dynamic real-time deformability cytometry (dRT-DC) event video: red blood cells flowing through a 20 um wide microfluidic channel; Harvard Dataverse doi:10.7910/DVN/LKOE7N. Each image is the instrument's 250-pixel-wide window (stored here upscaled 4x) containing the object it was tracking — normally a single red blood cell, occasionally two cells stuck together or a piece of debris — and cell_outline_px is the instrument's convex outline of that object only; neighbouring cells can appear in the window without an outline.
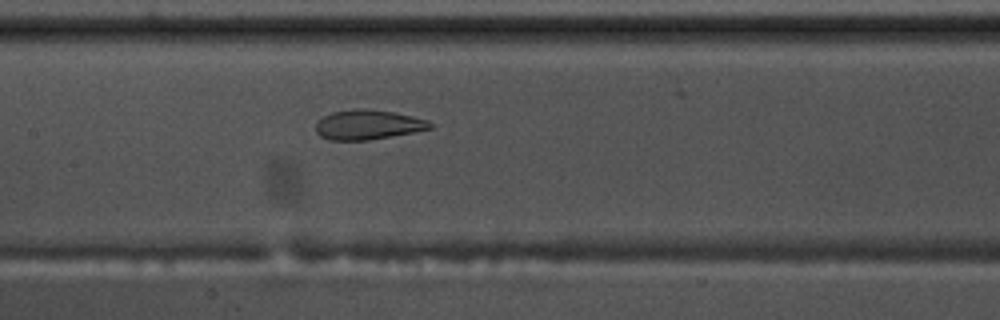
{"species": "common noctule bat (a hibernating species)", "species_latin": "Nyctalus noctula", "temperature_condition": "warm", "stored_images_in_passage": 48, "camera_frame_rate_fps": 3000, "um_per_image_px": 0.085, "animal": {"sex": "male", "body_mass_g": 17.5, "forearm_length_mm": 52.3}, "frame": {"image": 1, "passage_image": 22, "time_ms": 7.0, "image_size_px": [1000, 320], "cell_outline_px": [[432, 128], [412, 132], [368, 140], [328, 140], [320, 136], [316, 132], [316, 124], [324, 116], [332, 112], [356, 108], [364, 108], [392, 112], [412, 116], [428, 120], [432, 124]], "centroid_in_image_um": [31.25, 10.6], "position_along_channel_um": 176.1, "area_um2": 19.59}}
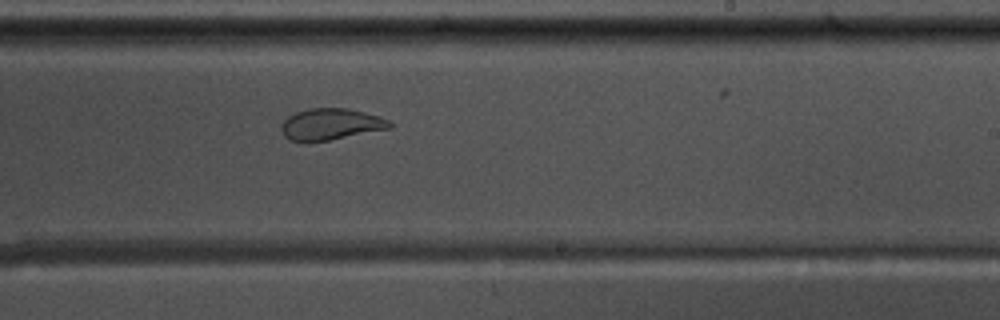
{"frame": {"image": 2, "passage_image": 29, "time_ms": 9.333, "image_size_px": [1000, 320], "cell_outline_px": [[396, 124], [392, 128], [328, 140], [292, 140], [284, 136], [280, 128], [284, 120], [288, 116], [296, 112], [308, 108], [348, 108], [380, 116]], "centroid_in_image_um": [28.17, 10.53], "position_along_channel_um": 260.8, "area_um2": 19.71}}
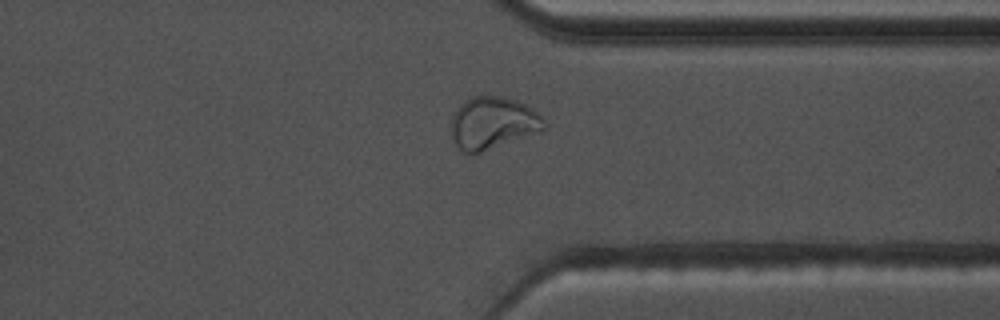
{"frame": {"image": 3, "passage_image": 38, "time_ms": 12.333, "image_size_px": [1000, 320], "cell_outline_px": [[544, 128], [472, 156], [464, 152], [456, 144], [452, 136], [452, 112], [464, 100], [472, 96], [500, 96], [516, 100], [528, 104], [544, 120]], "centroid_in_image_um": [41.82, 10.43], "position_along_channel_um": 369.6, "area_um2": 27.98}}